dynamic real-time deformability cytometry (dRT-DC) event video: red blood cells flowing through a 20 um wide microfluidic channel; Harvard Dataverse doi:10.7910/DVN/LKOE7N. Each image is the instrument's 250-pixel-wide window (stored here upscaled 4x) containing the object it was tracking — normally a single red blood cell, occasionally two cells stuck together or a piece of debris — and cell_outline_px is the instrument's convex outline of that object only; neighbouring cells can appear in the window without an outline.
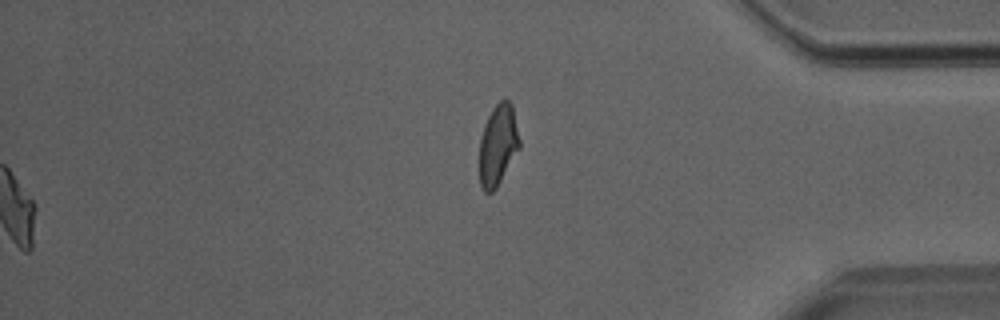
{"species": "Egyptian fruit bat (a non-hibernating species)", "species_latin": "Rousettus aegyptiacus", "temperature_condition": "room temperature", "stored_images_in_passage": 49, "segment_of_instrument_passage": [2, 2], "camera_frame_rate_fps": 3000, "um_per_image_px": 0.085, "animal": {"sex": "male"}, "frame": {"image": 1, "passage_image": 49, "time_ms": 16.0, "image_size_px": [1000, 320], "cell_outline_px": [[520, 148], [496, 188], [492, 192], [484, 192], [480, 184], [480, 136], [484, 124], [492, 108], [504, 96], [512, 104], [520, 140]], "centroid_in_image_um": [42.33, 12.29], "position_along_channel_um": 392.9, "area_um2": 19.02}}